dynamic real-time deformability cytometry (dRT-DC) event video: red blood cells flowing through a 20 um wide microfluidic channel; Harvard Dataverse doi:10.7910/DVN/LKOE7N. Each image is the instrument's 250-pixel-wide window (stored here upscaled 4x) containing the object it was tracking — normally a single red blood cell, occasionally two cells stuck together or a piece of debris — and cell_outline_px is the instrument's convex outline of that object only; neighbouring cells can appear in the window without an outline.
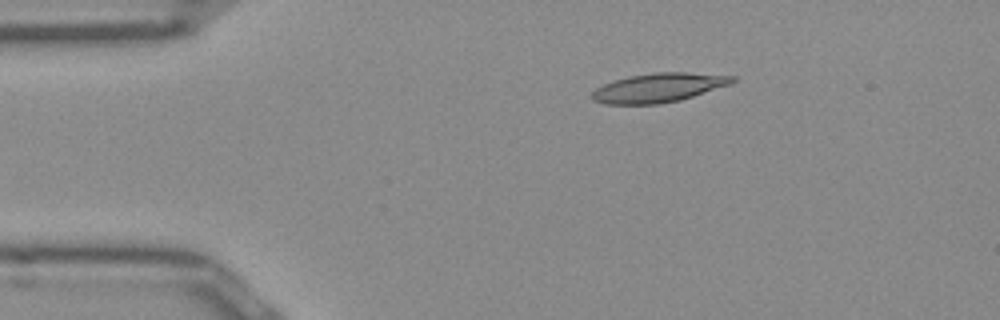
{"species": "Egyptian fruit bat (a non-hibernating species)", "species_latin": "Rousettus aegyptiacus", "temperature_condition": "room temperature", "stored_images_in_passage": 43, "camera_frame_rate_fps": 3000, "um_per_image_px": 0.085, "frame": {"image": 1, "passage_image": 1, "time_ms": 0.0, "image_size_px": [1000, 320], "cell_outline_px": [[736, 80], [732, 84], [680, 100], [656, 104], [604, 104], [592, 100], [592, 92], [596, 88], [604, 84], [628, 76], [656, 72], [688, 72], [736, 76]], "centroid_in_image_um": [56.01, 7.45], "position_along_channel_um": 29.0, "area_um2": 23.81}}
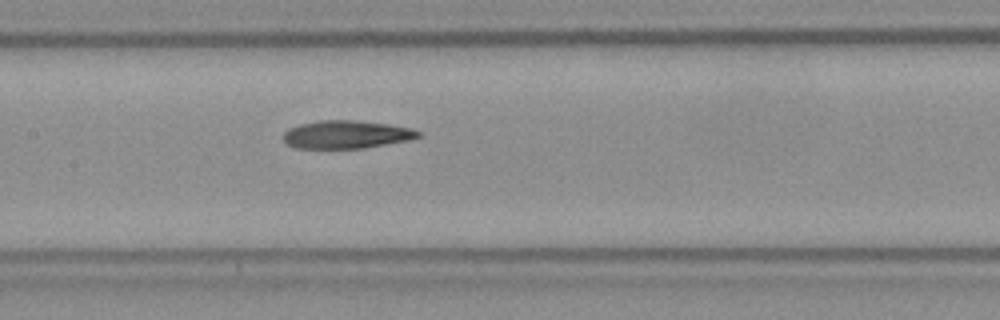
{"frame": {"image": 2, "passage_image": 16, "time_ms": 5.0, "image_size_px": [1000, 320], "cell_outline_px": [[424, 136], [408, 140], [364, 148], [296, 148], [288, 144], [284, 140], [284, 132], [288, 128], [300, 124], [320, 120], [356, 120], [388, 124], [412, 128], [420, 132]], "centroid_in_image_um": [29.47, 11.42], "position_along_channel_um": 177.9, "area_um2": 22.02}}
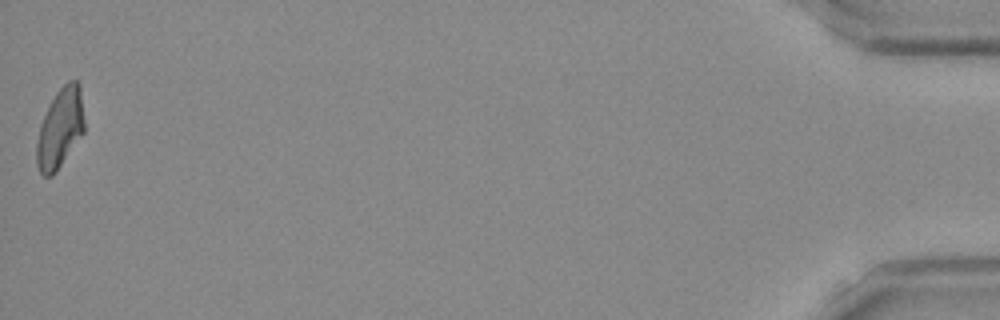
{"frame": {"image": 3, "passage_image": 43, "time_ms": 14.0, "image_size_px": [1000, 320], "cell_outline_px": [[84, 132], [52, 176], [44, 176], [40, 172], [36, 164], [36, 144], [40, 124], [56, 92], [68, 80], [76, 80], [80, 84], [84, 120]], "centroid_in_image_um": [5.11, 10.89], "position_along_channel_um": 430.1, "area_um2": 21.91}, "authors_computed_cell_mechanics": {"area_um2": 22.4842, "velocity_mm_per_s": 3.9369, "shape_relaxation_time_tau1_ms": null, "shape_relaxation_time_tau2_ms": 5.3584, "deformation_change_tau1": null, "deformation_change_tau2": 0.1576}}